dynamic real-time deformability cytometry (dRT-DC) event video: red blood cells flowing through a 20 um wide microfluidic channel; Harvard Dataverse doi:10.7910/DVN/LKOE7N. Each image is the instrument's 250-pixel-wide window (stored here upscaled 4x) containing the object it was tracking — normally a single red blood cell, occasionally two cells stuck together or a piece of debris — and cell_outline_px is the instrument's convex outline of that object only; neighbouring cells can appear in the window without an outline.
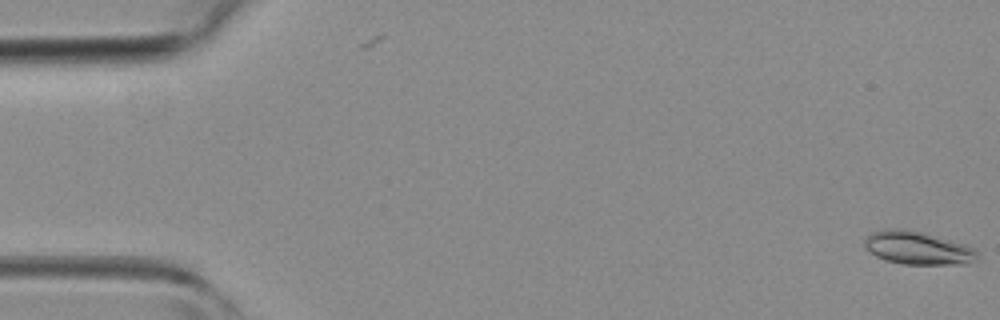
{"species": "common noctule bat (a hibernating species)", "species_latin": "Nyctalus noctula", "temperature_condition": "room temperature", "stored_images_in_passage": 2, "camera_frame_rate_fps": 3000, "um_per_image_px": 0.085, "animal": {"sex": "female", "body_mass_g": 19.3, "forearm_length_mm": 54.1}, "frame": {"image": 1, "passage_image": 2, "time_ms": 0.333, "image_size_px": [1000, 320], "cell_outline_px": [[980, 260], [968, 264], [904, 264], [884, 260], [868, 252], [864, 248], [864, 240], [872, 232], [884, 228], [904, 228], [924, 232], [968, 244], [976, 248], [980, 256]], "centroid_in_image_um": [78.07, 21.07], "position_along_channel_um": 6.9, "area_um2": 22.54}}